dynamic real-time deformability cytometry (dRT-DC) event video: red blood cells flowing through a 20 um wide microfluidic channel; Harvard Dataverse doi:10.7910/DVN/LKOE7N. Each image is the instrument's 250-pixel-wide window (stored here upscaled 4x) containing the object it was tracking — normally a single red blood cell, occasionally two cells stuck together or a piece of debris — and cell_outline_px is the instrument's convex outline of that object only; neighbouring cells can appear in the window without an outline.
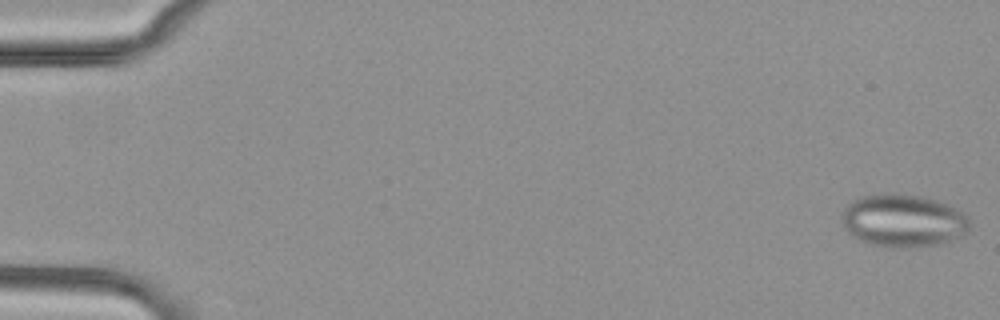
{"species": "common noctule bat (a hibernating species)", "species_latin": "Nyctalus noctula", "temperature_condition": "cold", "stored_images_in_passage": 54, "camera_frame_rate_fps": 3000, "um_per_image_px": 0.085, "animal": {"sex": "female", "body_mass_g": 29.2, "forearm_length_mm": 56.3}, "frame": {"image": 1, "passage_image": 1, "time_ms": 0.0, "image_size_px": [1000, 320], "cell_outline_px": [[968, 232], [964, 236], [940, 244], [912, 248], [892, 248], [872, 244], [860, 240], [852, 236], [848, 232], [840, 216], [844, 208], [852, 200], [860, 196], [892, 192], [924, 196], [948, 204], [960, 212], [968, 220]], "centroid_in_image_um": [76.75, 18.75], "position_along_channel_um": 8.2, "area_um2": 39.71}}
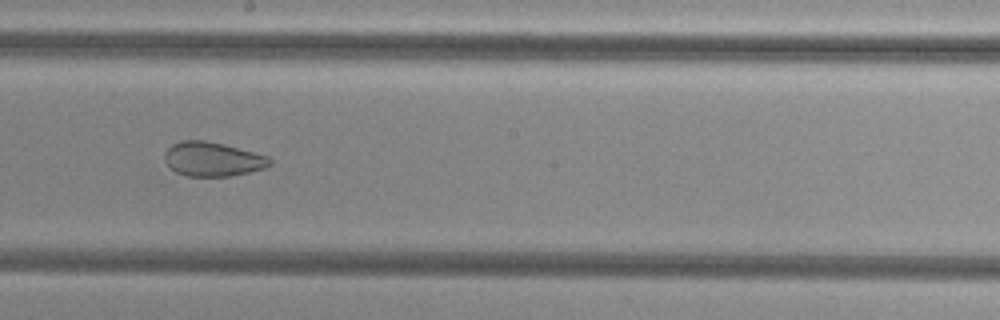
{"frame": {"image": 2, "passage_image": 31, "time_ms": 10.0, "image_size_px": [1000, 320], "cell_outline_px": [[272, 164], [264, 168], [248, 172], [228, 176], [188, 176], [176, 172], [164, 160], [164, 152], [172, 144], [180, 140], [204, 140], [224, 144], [268, 156], [272, 160]], "centroid_in_image_um": [18.06, 13.51], "position_along_channel_um": 230.1, "area_um2": 20.92}}
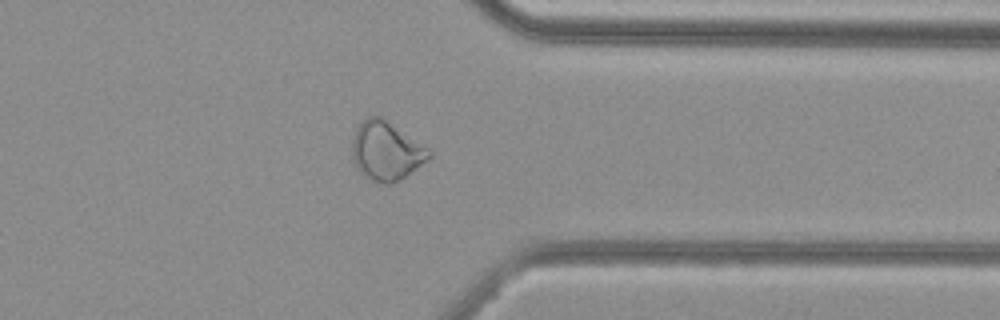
{"frame": {"image": 3, "passage_image": 43, "time_ms": 14.0, "image_size_px": [1000, 320], "cell_outline_px": [[432, 156], [428, 160], [400, 180], [388, 184], [384, 184], [368, 180], [356, 168], [352, 160], [352, 140], [356, 128], [368, 116], [384, 116], [428, 148], [432, 152]], "centroid_in_image_um": [32.82, 12.82], "position_along_channel_um": 378.6, "area_um2": 26.76}, "authors_computed_cell_mechanics": {"area_um2": 29.0445, "velocity_mm_per_s": 3.8243, "shape_relaxation_time_tau1_ms": null, "shape_relaxation_time_tau2_ms": 2.2397, "deformation_change_tau1": null, "deformation_change_tau2": 0.0771}}